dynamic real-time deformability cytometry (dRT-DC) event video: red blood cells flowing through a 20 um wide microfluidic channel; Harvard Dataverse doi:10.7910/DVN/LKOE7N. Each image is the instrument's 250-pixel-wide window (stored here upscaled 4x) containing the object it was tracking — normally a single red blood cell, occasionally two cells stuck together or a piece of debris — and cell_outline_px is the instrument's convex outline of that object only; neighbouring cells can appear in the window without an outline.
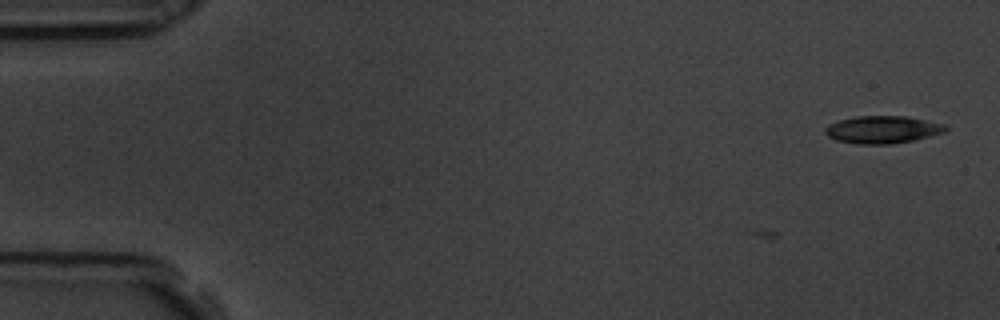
{"species": "common noctule bat (a hibernating species)", "species_latin": "Nyctalus noctula", "temperature_condition": "room temperature", "stored_images_in_passage": 2, "camera_frame_rate_fps": 3000, "um_per_image_px": 0.085, "animal": {"sex": "male", "body_mass_g": 19.5, "forearm_length_mm": 54.6}, "frame": {"image": 1, "passage_image": 2, "time_ms": 0.333, "image_size_px": [1000, 320], "cell_outline_px": [[948, 128], [944, 132], [916, 140], [888, 144], [856, 144], [836, 140], [828, 136], [824, 132], [824, 128], [828, 124], [840, 120], [856, 116], [904, 116], [944, 124]], "centroid_in_image_um": [74.98, 11.02], "position_along_channel_um": 10.0, "area_um2": 19.25}}